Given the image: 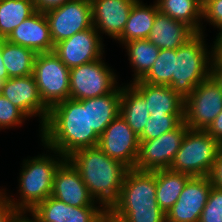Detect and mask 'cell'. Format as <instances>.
<instances>
[{
  "label": "cell",
  "instance_id": "2e32d148",
  "mask_svg": "<svg viewBox=\"0 0 222 222\" xmlns=\"http://www.w3.org/2000/svg\"><path fill=\"white\" fill-rule=\"evenodd\" d=\"M105 211L100 205L71 206L50 195L29 213L36 222H100Z\"/></svg>",
  "mask_w": 222,
  "mask_h": 222
},
{
  "label": "cell",
  "instance_id": "ab89813d",
  "mask_svg": "<svg viewBox=\"0 0 222 222\" xmlns=\"http://www.w3.org/2000/svg\"><path fill=\"white\" fill-rule=\"evenodd\" d=\"M214 41V56L222 60V31H220Z\"/></svg>",
  "mask_w": 222,
  "mask_h": 222
},
{
  "label": "cell",
  "instance_id": "8d00e7d4",
  "mask_svg": "<svg viewBox=\"0 0 222 222\" xmlns=\"http://www.w3.org/2000/svg\"><path fill=\"white\" fill-rule=\"evenodd\" d=\"M206 132L222 145V111L214 119L212 124L206 130Z\"/></svg>",
  "mask_w": 222,
  "mask_h": 222
},
{
  "label": "cell",
  "instance_id": "60d3db41",
  "mask_svg": "<svg viewBox=\"0 0 222 222\" xmlns=\"http://www.w3.org/2000/svg\"><path fill=\"white\" fill-rule=\"evenodd\" d=\"M0 74H2V80L6 81L9 79L8 73L6 71L5 65L3 64L2 58V39H0Z\"/></svg>",
  "mask_w": 222,
  "mask_h": 222
},
{
  "label": "cell",
  "instance_id": "5b68a950",
  "mask_svg": "<svg viewBox=\"0 0 222 222\" xmlns=\"http://www.w3.org/2000/svg\"><path fill=\"white\" fill-rule=\"evenodd\" d=\"M203 34L196 33L181 47L174 49V73L170 87L183 98L190 95L199 83L210 77L215 55L214 45L210 52Z\"/></svg>",
  "mask_w": 222,
  "mask_h": 222
},
{
  "label": "cell",
  "instance_id": "7402d4cb",
  "mask_svg": "<svg viewBox=\"0 0 222 222\" xmlns=\"http://www.w3.org/2000/svg\"><path fill=\"white\" fill-rule=\"evenodd\" d=\"M121 92L122 87L119 86L107 95L79 101L88 106L89 128L98 136L120 115Z\"/></svg>",
  "mask_w": 222,
  "mask_h": 222
},
{
  "label": "cell",
  "instance_id": "83f0119b",
  "mask_svg": "<svg viewBox=\"0 0 222 222\" xmlns=\"http://www.w3.org/2000/svg\"><path fill=\"white\" fill-rule=\"evenodd\" d=\"M36 12L33 0H0V39Z\"/></svg>",
  "mask_w": 222,
  "mask_h": 222
},
{
  "label": "cell",
  "instance_id": "30bf717a",
  "mask_svg": "<svg viewBox=\"0 0 222 222\" xmlns=\"http://www.w3.org/2000/svg\"><path fill=\"white\" fill-rule=\"evenodd\" d=\"M53 44L93 27L90 0H70L44 12Z\"/></svg>",
  "mask_w": 222,
  "mask_h": 222
},
{
  "label": "cell",
  "instance_id": "484cf974",
  "mask_svg": "<svg viewBox=\"0 0 222 222\" xmlns=\"http://www.w3.org/2000/svg\"><path fill=\"white\" fill-rule=\"evenodd\" d=\"M156 3L161 13L185 23L196 33H203V5L197 0H156Z\"/></svg>",
  "mask_w": 222,
  "mask_h": 222
},
{
  "label": "cell",
  "instance_id": "d6986e66",
  "mask_svg": "<svg viewBox=\"0 0 222 222\" xmlns=\"http://www.w3.org/2000/svg\"><path fill=\"white\" fill-rule=\"evenodd\" d=\"M11 43L30 48L36 53L52 52L53 40L44 12L36 11L6 38Z\"/></svg>",
  "mask_w": 222,
  "mask_h": 222
},
{
  "label": "cell",
  "instance_id": "ee69618b",
  "mask_svg": "<svg viewBox=\"0 0 222 222\" xmlns=\"http://www.w3.org/2000/svg\"><path fill=\"white\" fill-rule=\"evenodd\" d=\"M3 80H2V74H0V92H1V89H2V86H3Z\"/></svg>",
  "mask_w": 222,
  "mask_h": 222
},
{
  "label": "cell",
  "instance_id": "7a4b0ae2",
  "mask_svg": "<svg viewBox=\"0 0 222 222\" xmlns=\"http://www.w3.org/2000/svg\"><path fill=\"white\" fill-rule=\"evenodd\" d=\"M67 159L78 170L89 194L105 210L117 201L129 170L98 146L75 151Z\"/></svg>",
  "mask_w": 222,
  "mask_h": 222
},
{
  "label": "cell",
  "instance_id": "836d02e7",
  "mask_svg": "<svg viewBox=\"0 0 222 222\" xmlns=\"http://www.w3.org/2000/svg\"><path fill=\"white\" fill-rule=\"evenodd\" d=\"M202 19L222 31V0H207L203 4Z\"/></svg>",
  "mask_w": 222,
  "mask_h": 222
},
{
  "label": "cell",
  "instance_id": "3957f363",
  "mask_svg": "<svg viewBox=\"0 0 222 222\" xmlns=\"http://www.w3.org/2000/svg\"><path fill=\"white\" fill-rule=\"evenodd\" d=\"M108 211L124 222H166L156 201L155 171L129 169L120 195Z\"/></svg>",
  "mask_w": 222,
  "mask_h": 222
},
{
  "label": "cell",
  "instance_id": "603a6c76",
  "mask_svg": "<svg viewBox=\"0 0 222 222\" xmlns=\"http://www.w3.org/2000/svg\"><path fill=\"white\" fill-rule=\"evenodd\" d=\"M158 11L156 1L148 6L137 0L129 13L122 34L116 40L124 45L132 40L147 39Z\"/></svg>",
  "mask_w": 222,
  "mask_h": 222
},
{
  "label": "cell",
  "instance_id": "4fadbf2b",
  "mask_svg": "<svg viewBox=\"0 0 222 222\" xmlns=\"http://www.w3.org/2000/svg\"><path fill=\"white\" fill-rule=\"evenodd\" d=\"M102 37L94 27L75 33L54 45V53L69 68L90 63L103 57Z\"/></svg>",
  "mask_w": 222,
  "mask_h": 222
},
{
  "label": "cell",
  "instance_id": "f1b7e54d",
  "mask_svg": "<svg viewBox=\"0 0 222 222\" xmlns=\"http://www.w3.org/2000/svg\"><path fill=\"white\" fill-rule=\"evenodd\" d=\"M123 46L127 49L128 58L134 68L135 82L141 80L153 66L160 49L148 39H139L126 42Z\"/></svg>",
  "mask_w": 222,
  "mask_h": 222
},
{
  "label": "cell",
  "instance_id": "5bb4252c",
  "mask_svg": "<svg viewBox=\"0 0 222 222\" xmlns=\"http://www.w3.org/2000/svg\"><path fill=\"white\" fill-rule=\"evenodd\" d=\"M212 186L209 176L191 177L177 202L166 213V222H199Z\"/></svg>",
  "mask_w": 222,
  "mask_h": 222
},
{
  "label": "cell",
  "instance_id": "f6af8a7d",
  "mask_svg": "<svg viewBox=\"0 0 222 222\" xmlns=\"http://www.w3.org/2000/svg\"><path fill=\"white\" fill-rule=\"evenodd\" d=\"M197 1L203 5L207 0H197Z\"/></svg>",
  "mask_w": 222,
  "mask_h": 222
},
{
  "label": "cell",
  "instance_id": "44dd1931",
  "mask_svg": "<svg viewBox=\"0 0 222 222\" xmlns=\"http://www.w3.org/2000/svg\"><path fill=\"white\" fill-rule=\"evenodd\" d=\"M195 34L185 23L158 11L147 39L159 49H177Z\"/></svg>",
  "mask_w": 222,
  "mask_h": 222
},
{
  "label": "cell",
  "instance_id": "8992f818",
  "mask_svg": "<svg viewBox=\"0 0 222 222\" xmlns=\"http://www.w3.org/2000/svg\"><path fill=\"white\" fill-rule=\"evenodd\" d=\"M222 145L204 130L189 129L170 169L193 176H209Z\"/></svg>",
  "mask_w": 222,
  "mask_h": 222
},
{
  "label": "cell",
  "instance_id": "1f68e13d",
  "mask_svg": "<svg viewBox=\"0 0 222 222\" xmlns=\"http://www.w3.org/2000/svg\"><path fill=\"white\" fill-rule=\"evenodd\" d=\"M29 118L22 110L0 94V130L16 127Z\"/></svg>",
  "mask_w": 222,
  "mask_h": 222
},
{
  "label": "cell",
  "instance_id": "52a82bcc",
  "mask_svg": "<svg viewBox=\"0 0 222 222\" xmlns=\"http://www.w3.org/2000/svg\"><path fill=\"white\" fill-rule=\"evenodd\" d=\"M33 76L43 103L53 105L70 98V69L52 52L37 53Z\"/></svg>",
  "mask_w": 222,
  "mask_h": 222
},
{
  "label": "cell",
  "instance_id": "4316f807",
  "mask_svg": "<svg viewBox=\"0 0 222 222\" xmlns=\"http://www.w3.org/2000/svg\"><path fill=\"white\" fill-rule=\"evenodd\" d=\"M37 53L2 39V58L9 78L33 75L34 61Z\"/></svg>",
  "mask_w": 222,
  "mask_h": 222
},
{
  "label": "cell",
  "instance_id": "cb8c5ba5",
  "mask_svg": "<svg viewBox=\"0 0 222 222\" xmlns=\"http://www.w3.org/2000/svg\"><path fill=\"white\" fill-rule=\"evenodd\" d=\"M155 177L156 201L160 209L166 214L177 202L187 181L192 176L167 168L155 170Z\"/></svg>",
  "mask_w": 222,
  "mask_h": 222
},
{
  "label": "cell",
  "instance_id": "d6a6232c",
  "mask_svg": "<svg viewBox=\"0 0 222 222\" xmlns=\"http://www.w3.org/2000/svg\"><path fill=\"white\" fill-rule=\"evenodd\" d=\"M199 222H222V189L212 186Z\"/></svg>",
  "mask_w": 222,
  "mask_h": 222
},
{
  "label": "cell",
  "instance_id": "ac0fdd59",
  "mask_svg": "<svg viewBox=\"0 0 222 222\" xmlns=\"http://www.w3.org/2000/svg\"><path fill=\"white\" fill-rule=\"evenodd\" d=\"M96 31L116 40L123 32L129 13L137 0H90Z\"/></svg>",
  "mask_w": 222,
  "mask_h": 222
},
{
  "label": "cell",
  "instance_id": "277c9868",
  "mask_svg": "<svg viewBox=\"0 0 222 222\" xmlns=\"http://www.w3.org/2000/svg\"><path fill=\"white\" fill-rule=\"evenodd\" d=\"M52 151L56 154V157L40 154V156L23 161L19 178V199L15 201L10 195L8 197L20 214L32 211L40 202L46 200L52 194L55 172L66 159L58 151Z\"/></svg>",
  "mask_w": 222,
  "mask_h": 222
},
{
  "label": "cell",
  "instance_id": "9a60e30c",
  "mask_svg": "<svg viewBox=\"0 0 222 222\" xmlns=\"http://www.w3.org/2000/svg\"><path fill=\"white\" fill-rule=\"evenodd\" d=\"M0 94L22 110L29 118L38 116L43 127L49 115V108L40 98L33 75L9 78L3 82Z\"/></svg>",
  "mask_w": 222,
  "mask_h": 222
},
{
  "label": "cell",
  "instance_id": "4dcf8cb0",
  "mask_svg": "<svg viewBox=\"0 0 222 222\" xmlns=\"http://www.w3.org/2000/svg\"><path fill=\"white\" fill-rule=\"evenodd\" d=\"M184 115H150L139 141H148L176 129L183 122Z\"/></svg>",
  "mask_w": 222,
  "mask_h": 222
},
{
  "label": "cell",
  "instance_id": "d590c367",
  "mask_svg": "<svg viewBox=\"0 0 222 222\" xmlns=\"http://www.w3.org/2000/svg\"><path fill=\"white\" fill-rule=\"evenodd\" d=\"M214 187L222 189V148L217 154V158L209 175Z\"/></svg>",
  "mask_w": 222,
  "mask_h": 222
},
{
  "label": "cell",
  "instance_id": "e0dca14e",
  "mask_svg": "<svg viewBox=\"0 0 222 222\" xmlns=\"http://www.w3.org/2000/svg\"><path fill=\"white\" fill-rule=\"evenodd\" d=\"M51 196L75 207L98 206L89 194L80 173L67 158L55 172Z\"/></svg>",
  "mask_w": 222,
  "mask_h": 222
},
{
  "label": "cell",
  "instance_id": "d4e9b609",
  "mask_svg": "<svg viewBox=\"0 0 222 222\" xmlns=\"http://www.w3.org/2000/svg\"><path fill=\"white\" fill-rule=\"evenodd\" d=\"M120 116L139 136L150 118L144 97L129 83L122 87Z\"/></svg>",
  "mask_w": 222,
  "mask_h": 222
},
{
  "label": "cell",
  "instance_id": "ffe728a7",
  "mask_svg": "<svg viewBox=\"0 0 222 222\" xmlns=\"http://www.w3.org/2000/svg\"><path fill=\"white\" fill-rule=\"evenodd\" d=\"M130 84L144 97L150 115H184V98L170 86L140 80Z\"/></svg>",
  "mask_w": 222,
  "mask_h": 222
},
{
  "label": "cell",
  "instance_id": "e575fe53",
  "mask_svg": "<svg viewBox=\"0 0 222 222\" xmlns=\"http://www.w3.org/2000/svg\"><path fill=\"white\" fill-rule=\"evenodd\" d=\"M7 195L5 189L0 190V222H16L20 213L11 204Z\"/></svg>",
  "mask_w": 222,
  "mask_h": 222
},
{
  "label": "cell",
  "instance_id": "6da1fadb",
  "mask_svg": "<svg viewBox=\"0 0 222 222\" xmlns=\"http://www.w3.org/2000/svg\"><path fill=\"white\" fill-rule=\"evenodd\" d=\"M39 132L44 149L56 150L65 158L99 143V136L89 128L88 106L70 98L49 109Z\"/></svg>",
  "mask_w": 222,
  "mask_h": 222
},
{
  "label": "cell",
  "instance_id": "ba28073f",
  "mask_svg": "<svg viewBox=\"0 0 222 222\" xmlns=\"http://www.w3.org/2000/svg\"><path fill=\"white\" fill-rule=\"evenodd\" d=\"M102 59L70 69V99L100 97L118 87L117 75Z\"/></svg>",
  "mask_w": 222,
  "mask_h": 222
},
{
  "label": "cell",
  "instance_id": "74e56055",
  "mask_svg": "<svg viewBox=\"0 0 222 222\" xmlns=\"http://www.w3.org/2000/svg\"><path fill=\"white\" fill-rule=\"evenodd\" d=\"M36 11L46 12L52 8L59 7L70 0H33Z\"/></svg>",
  "mask_w": 222,
  "mask_h": 222
},
{
  "label": "cell",
  "instance_id": "8fae6325",
  "mask_svg": "<svg viewBox=\"0 0 222 222\" xmlns=\"http://www.w3.org/2000/svg\"><path fill=\"white\" fill-rule=\"evenodd\" d=\"M188 130L187 125L182 122L176 129L158 138L139 141V154L134 169L155 171L170 168Z\"/></svg>",
  "mask_w": 222,
  "mask_h": 222
},
{
  "label": "cell",
  "instance_id": "7bdbcfd3",
  "mask_svg": "<svg viewBox=\"0 0 222 222\" xmlns=\"http://www.w3.org/2000/svg\"><path fill=\"white\" fill-rule=\"evenodd\" d=\"M16 222H36L32 218L26 217L24 214H20Z\"/></svg>",
  "mask_w": 222,
  "mask_h": 222
},
{
  "label": "cell",
  "instance_id": "9c48e42d",
  "mask_svg": "<svg viewBox=\"0 0 222 222\" xmlns=\"http://www.w3.org/2000/svg\"><path fill=\"white\" fill-rule=\"evenodd\" d=\"M222 111V90L209 77L184 98L183 122L189 129L204 130Z\"/></svg>",
  "mask_w": 222,
  "mask_h": 222
},
{
  "label": "cell",
  "instance_id": "f546056e",
  "mask_svg": "<svg viewBox=\"0 0 222 222\" xmlns=\"http://www.w3.org/2000/svg\"><path fill=\"white\" fill-rule=\"evenodd\" d=\"M172 73H174V49H160L153 66L140 81L170 86Z\"/></svg>",
  "mask_w": 222,
  "mask_h": 222
},
{
  "label": "cell",
  "instance_id": "f35d334b",
  "mask_svg": "<svg viewBox=\"0 0 222 222\" xmlns=\"http://www.w3.org/2000/svg\"><path fill=\"white\" fill-rule=\"evenodd\" d=\"M210 77L222 90V60L216 58L215 56L211 65Z\"/></svg>",
  "mask_w": 222,
  "mask_h": 222
},
{
  "label": "cell",
  "instance_id": "7c38bea8",
  "mask_svg": "<svg viewBox=\"0 0 222 222\" xmlns=\"http://www.w3.org/2000/svg\"><path fill=\"white\" fill-rule=\"evenodd\" d=\"M139 145L138 136L120 115L106 127L98 143V147L111 159L129 169L136 165Z\"/></svg>",
  "mask_w": 222,
  "mask_h": 222
},
{
  "label": "cell",
  "instance_id": "b9f144b4",
  "mask_svg": "<svg viewBox=\"0 0 222 222\" xmlns=\"http://www.w3.org/2000/svg\"><path fill=\"white\" fill-rule=\"evenodd\" d=\"M100 222H124V221L117 218L112 213H110L108 210H106L104 212V214L102 215V218H101Z\"/></svg>",
  "mask_w": 222,
  "mask_h": 222
}]
</instances>
